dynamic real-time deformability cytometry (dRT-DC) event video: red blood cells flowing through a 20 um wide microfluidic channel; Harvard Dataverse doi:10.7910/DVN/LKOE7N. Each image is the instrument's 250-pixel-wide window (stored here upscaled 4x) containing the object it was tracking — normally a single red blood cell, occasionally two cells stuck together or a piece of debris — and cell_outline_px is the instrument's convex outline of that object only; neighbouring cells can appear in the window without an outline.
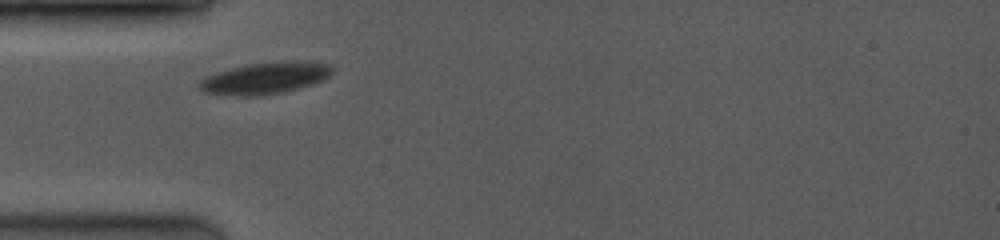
{"species": "common noctule bat (a hibernating species)", "species_latin": "Nyctalus noctula", "temperature_condition": "room temperature", "stored_images_in_passage": 10, "camera_frame_rate_fps": 3500, "um_per_image_px": 0.085, "animal": {"sex": "female", "body_mass_g": 19.0, "forearm_length_mm": 53.3}, "frame": {"image": 1, "passage_image": 1, "time_ms": 0.0, "image_size_px": [1000, 240], "cell_outline_px": [[332, 72], [328, 76], [312, 84], [284, 92], [256, 96], [240, 96], [204, 92], [196, 84], [200, 80], [216, 72], [248, 64], [284, 60], [304, 60], [328, 64], [332, 68]], "centroid_in_image_um": [22.53, 6.62], "position_along_channel_um": 62.5, "area_um2": 24.51}}
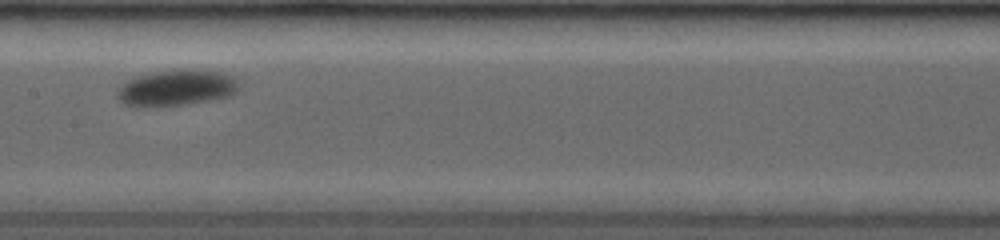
{"frame": {"image": 2, "passage_image": 4, "time_ms": 3.429, "image_size_px": [1000, 240], "cell_outline_px": [[236, 92], [232, 96], [188, 104], [148, 108], [136, 108], [124, 104], [116, 96], [116, 92], [128, 80], [140, 76], [156, 72], [180, 68], [220, 72], [232, 76], [236, 80]], "centroid_in_image_um": [14.96, 7.5], "position_along_channel_um": 192.4, "area_um2": 25.66}}
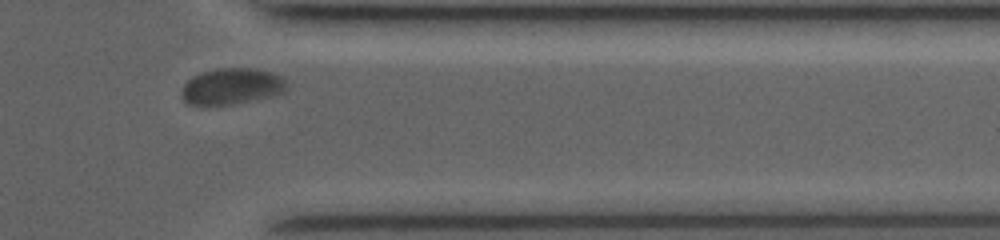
{"frame": {"image": 3, "passage_image": 9, "time_ms": 8.571, "image_size_px": [1000, 240], "cell_outline_px": [[288, 88], [284, 92], [276, 96], [232, 104], [184, 104], [180, 96], [180, 92], [184, 84], [192, 76], [200, 72], [216, 68], [252, 68], [272, 72], [280, 76], [288, 84]], "centroid_in_image_um": [19.69, 7.34], "position_along_channel_um": 391.7, "area_um2": 22.54}, "authors_computed_cell_mechanics": {"area_um2": 23.8714, "velocity_mm_per_s": 3.8408, "shape_relaxation_time_tau1_ms": 1.1175, "shape_relaxation_time_tau2_ms": null, "deformation_change_tau1": 0.0431, "deformation_change_tau2": null}}